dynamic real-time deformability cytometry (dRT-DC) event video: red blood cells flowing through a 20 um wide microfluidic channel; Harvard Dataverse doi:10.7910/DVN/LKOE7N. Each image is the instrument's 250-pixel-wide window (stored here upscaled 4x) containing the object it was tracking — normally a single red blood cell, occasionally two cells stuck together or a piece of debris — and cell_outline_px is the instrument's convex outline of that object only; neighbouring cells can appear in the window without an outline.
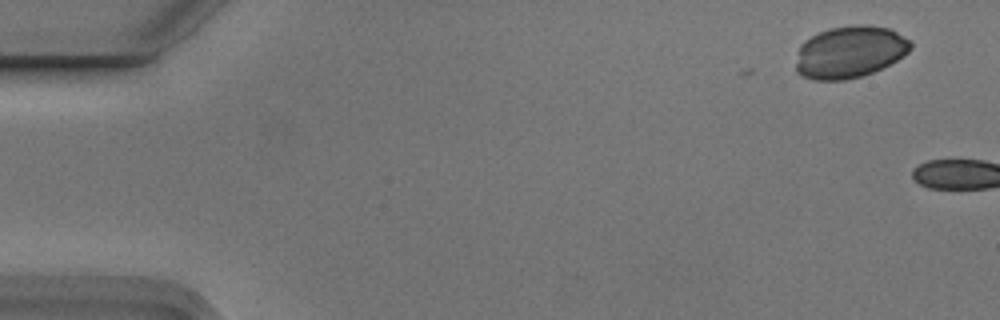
{"species": "Egyptian fruit bat (a non-hibernating species)", "species_latin": "Rousettus aegyptiacus", "temperature_condition": "cold", "stored_images_in_passage": 6, "camera_frame_rate_fps": 3000, "um_per_image_px": 0.085, "animal": {"sex": "male"}, "frame": {"image": 1, "passage_image": 3, "time_ms": 0.667, "image_size_px": [1000, 320], "cell_outline_px": [[912, 48], [908, 52], [896, 60], [872, 72], [860, 76], [844, 80], [812, 80], [800, 76], [796, 72], [796, 64], [800, 44], [804, 40], [828, 28], [852, 24], [868, 24], [888, 28], [912, 40]], "centroid_in_image_um": [72.22, 4.4], "position_along_channel_um": 12.8, "area_um2": 34.97}}